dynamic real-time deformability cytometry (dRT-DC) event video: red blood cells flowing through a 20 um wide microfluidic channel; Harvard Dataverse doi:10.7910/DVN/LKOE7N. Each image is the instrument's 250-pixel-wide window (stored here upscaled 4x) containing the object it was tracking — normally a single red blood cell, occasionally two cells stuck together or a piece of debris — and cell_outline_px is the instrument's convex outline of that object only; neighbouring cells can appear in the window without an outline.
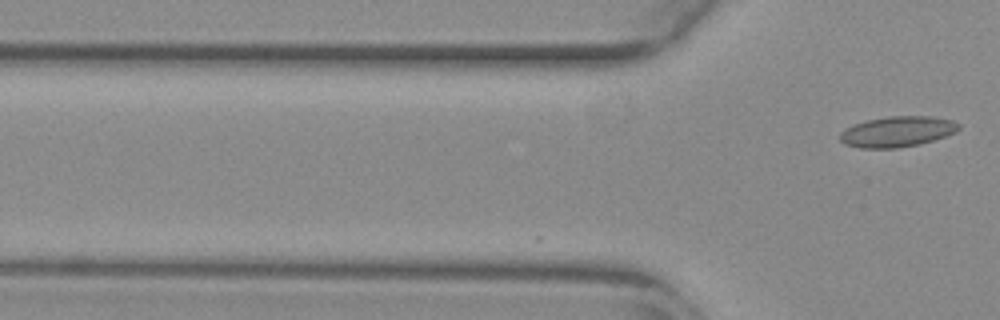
{"species": "common noctule bat (a hibernating species)", "species_latin": "Nyctalus noctula", "temperature_condition": "warm", "stored_images_in_passage": 4, "camera_frame_rate_fps": 3000, "um_per_image_px": 0.085, "animal": {"sex": "female", "body_mass_g": 29.2, "forearm_length_mm": 56.3}, "frame": {"image": 1, "passage_image": 4, "time_ms": 1.0, "image_size_px": [1000, 320], "cell_outline_px": [[960, 128], [956, 132], [920, 144], [900, 148], [860, 148], [844, 144], [840, 140], [840, 132], [844, 128], [868, 120], [888, 116], [932, 116], [952, 120], [960, 124]], "centroid_in_image_um": [76.27, 11.19], "position_along_channel_um": 49.5, "area_um2": 21.21}}